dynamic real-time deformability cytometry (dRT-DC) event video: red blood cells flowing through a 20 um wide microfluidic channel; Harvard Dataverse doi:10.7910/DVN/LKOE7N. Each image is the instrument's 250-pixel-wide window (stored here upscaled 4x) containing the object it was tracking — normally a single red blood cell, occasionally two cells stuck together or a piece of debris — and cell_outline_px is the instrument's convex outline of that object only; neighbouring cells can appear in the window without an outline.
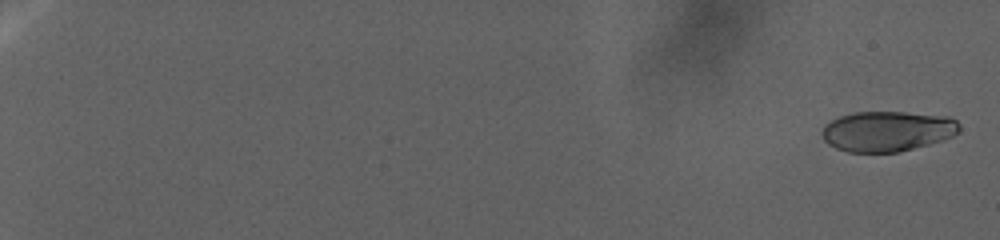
{"species": "human", "species_latin": "Homo sapiens", "temperature_condition": "warm", "stored_images_in_passage": 57, "camera_frame_rate_fps": 3000, "um_per_image_px": 0.085, "donor": {"sex": "female"}, "frame": {"image": 1, "passage_image": 2, "time_ms": 1.0, "image_size_px": [1000, 240], "cell_outline_px": [[960, 128], [952, 136], [928, 144], [896, 152], [848, 152], [836, 148], [828, 144], [824, 140], [820, 132], [824, 124], [840, 116], [856, 112], [904, 112], [948, 116], [956, 120], [960, 124]], "centroid_in_image_um": [75.38, 11.14], "position_along_channel_um": 9.6, "area_um2": 32.14}}
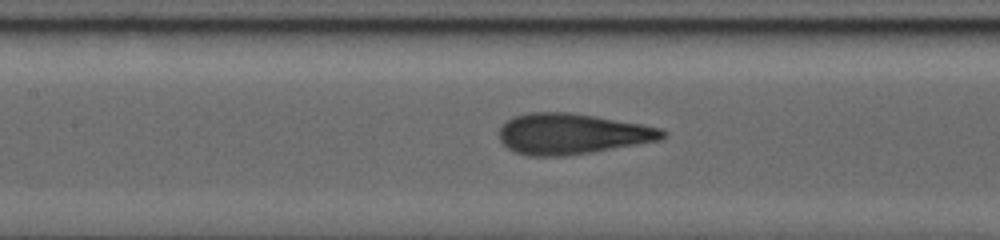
{"frame": {"image": 2, "passage_image": 32, "time_ms": 30.667, "image_size_px": [1000, 240], "cell_outline_px": [[668, 136], [660, 140], [592, 152], [564, 156], [528, 156], [516, 152], [508, 148], [500, 140], [500, 128], [508, 120], [516, 116], [528, 112], [568, 112], [596, 116], [640, 124], [660, 128], [668, 132]], "centroid_in_image_um": [48.64, 11.38], "position_along_channel_um": 158.8, "area_um2": 38.61}}
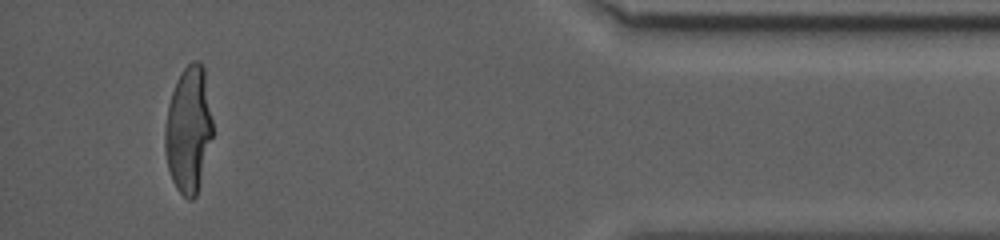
{"frame": {"image": 3, "passage_image": 54, "time_ms": 52.333, "image_size_px": [1000, 240], "cell_outline_px": [[212, 136], [200, 184], [196, 196], [192, 200], [188, 200], [176, 188], [172, 180], [168, 168], [164, 148], [164, 132], [168, 104], [176, 80], [180, 72], [192, 60], [200, 60], [204, 64], [212, 120]], "centroid_in_image_um": [16.02, 10.99], "position_along_channel_um": 419.2, "area_um2": 35.37}}